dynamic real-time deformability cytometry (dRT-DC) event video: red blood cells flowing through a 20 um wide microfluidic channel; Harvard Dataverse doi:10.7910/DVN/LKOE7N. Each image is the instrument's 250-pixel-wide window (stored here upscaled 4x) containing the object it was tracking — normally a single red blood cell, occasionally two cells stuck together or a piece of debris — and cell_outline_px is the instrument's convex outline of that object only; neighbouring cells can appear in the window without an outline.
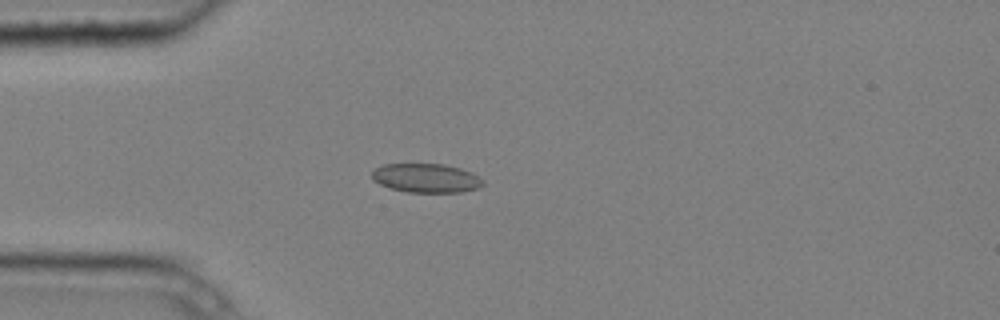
{"species": "common noctule bat (a hibernating species)", "species_latin": "Nyctalus noctula", "temperature_condition": "cold", "stored_images_in_passage": 5, "camera_frame_rate_fps": 3000, "um_per_image_px": 0.085, "animal": {"sex": "male", "body_mass_g": 20.4}, "frame": {"image": 1, "passage_image": 4, "time_ms": 1.0, "image_size_px": [1000, 320], "cell_outline_px": [[484, 184], [480, 188], [460, 192], [408, 192], [392, 188], [380, 184], [372, 180], [372, 172], [376, 168], [384, 164], [444, 164], [460, 168], [472, 172], [484, 180]], "centroid_in_image_um": [36.26, 15.13], "position_along_channel_um": 48.7, "area_um2": 18.79}}